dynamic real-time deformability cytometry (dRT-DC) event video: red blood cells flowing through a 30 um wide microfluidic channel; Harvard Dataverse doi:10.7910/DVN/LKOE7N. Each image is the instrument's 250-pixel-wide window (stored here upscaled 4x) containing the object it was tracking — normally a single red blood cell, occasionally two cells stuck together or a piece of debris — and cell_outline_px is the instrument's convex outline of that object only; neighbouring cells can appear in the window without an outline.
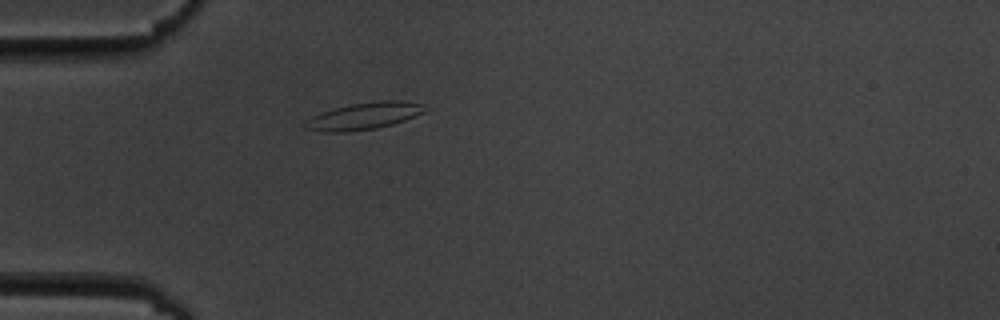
{"species": "common noctule bat (a hibernating species)", "species_latin": "Nyctalus noctula", "temperature_condition": "cold", "stored_images_in_passage": 1, "camera_frame_rate_fps": 3000, "um_per_image_px": 0.085, "animal": {"sex": "male", "body_mass_g": 19.5, "forearm_length_mm": 54.6}, "frame": {"image": 1, "passage_image": 1, "time_ms": 0.0, "image_size_px": [1000, 320], "cell_outline_px": [[424, 112], [416, 116], [392, 124], [376, 128], [348, 132], [324, 132], [304, 128], [304, 120], [320, 112], [332, 108], [352, 104], [380, 100], [400, 100], [420, 104]], "centroid_in_image_um": [30.85, 9.87], "position_along_channel_um": 54.2, "area_um2": 18.73}}